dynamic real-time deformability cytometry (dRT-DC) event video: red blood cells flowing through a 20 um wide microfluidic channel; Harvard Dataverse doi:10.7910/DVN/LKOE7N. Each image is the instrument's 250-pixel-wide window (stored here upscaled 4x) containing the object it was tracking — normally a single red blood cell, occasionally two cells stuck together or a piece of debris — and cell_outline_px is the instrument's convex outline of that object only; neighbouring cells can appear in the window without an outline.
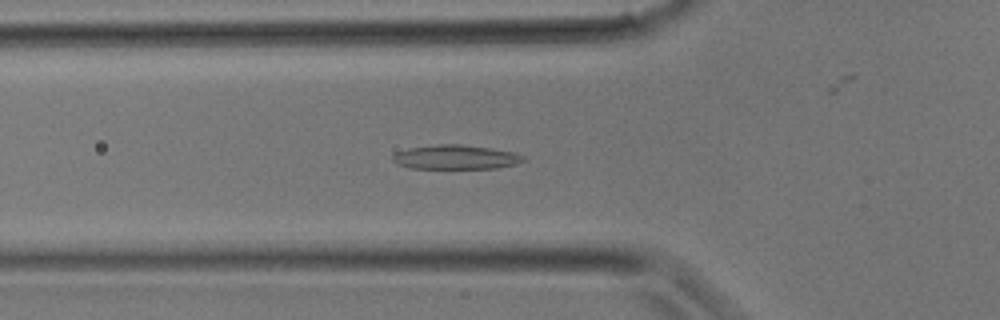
{"species": "common noctule bat (a hibernating species)", "species_latin": "Nyctalus noctula", "temperature_condition": "room temperature", "stored_images_in_passage": 30, "camera_frame_rate_fps": 3000, "um_per_image_px": 0.085, "animal": {"sex": "male", "body_mass_g": 17.9}, "frame": {"image": 1, "passage_image": 8, "time_ms": 2.333, "image_size_px": [1000, 320], "cell_outline_px": [[528, 160], [516, 164], [496, 168], [408, 168], [396, 164], [392, 160], [392, 156], [396, 152], [408, 148], [440, 144], [460, 144], [492, 148], [516, 152], [524, 156]], "centroid_in_image_um": [38.76, 13.35], "position_along_channel_um": 87.0, "area_um2": 18.67}}
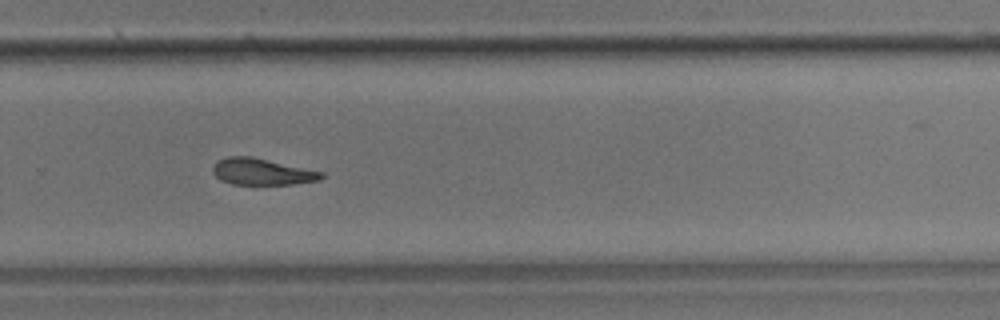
{"frame": {"image": 2, "passage_image": 19, "time_ms": 6.0, "image_size_px": [1000, 320], "cell_outline_px": [[324, 176], [320, 180], [292, 184], [232, 184], [220, 180], [212, 172], [212, 168], [216, 160], [228, 156], [252, 156], [324, 172]], "centroid_in_image_um": [22.24, 14.59], "position_along_channel_um": 307.6, "area_um2": 16.88}}
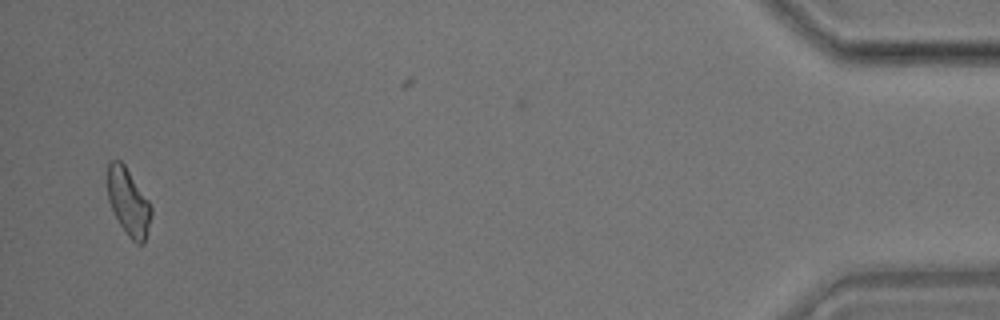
{"frame": {"image": 3, "passage_image": 29, "time_ms": 9.333, "image_size_px": [1000, 320], "cell_outline_px": [[152, 216], [148, 232], [144, 244], [140, 244], [132, 240], [128, 236], [120, 224], [108, 200], [108, 164], [112, 160], [120, 160], [124, 164], [148, 200], [152, 208]], "centroid_in_image_um": [10.94, 17.19], "position_along_channel_um": 424.3, "area_um2": 16.88}}